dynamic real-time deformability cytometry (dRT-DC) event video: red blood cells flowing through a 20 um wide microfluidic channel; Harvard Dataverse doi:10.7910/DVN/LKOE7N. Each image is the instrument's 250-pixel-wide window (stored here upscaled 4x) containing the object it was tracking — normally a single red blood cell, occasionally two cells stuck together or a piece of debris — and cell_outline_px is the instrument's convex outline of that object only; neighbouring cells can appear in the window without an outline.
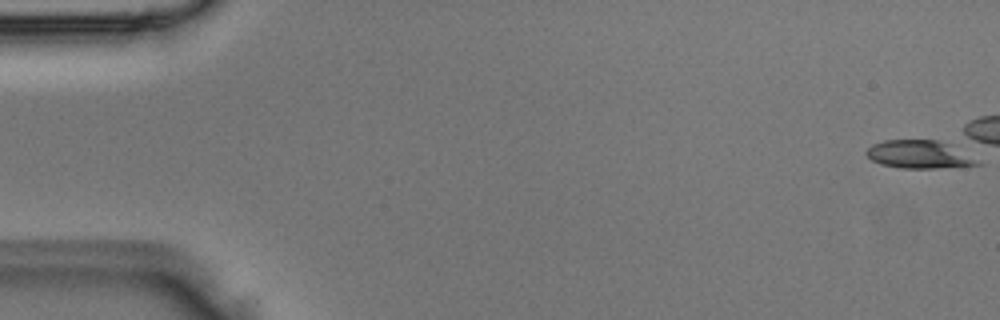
{"species": "Egyptian fruit bat (a non-hibernating species)", "species_latin": "Rousettus aegyptiacus", "temperature_condition": "room temperature", "stored_images_in_passage": 1, "camera_frame_rate_fps": 3000, "um_per_image_px": 0.085, "animal": {"sex": "male"}, "frame": {"image": 1, "passage_image": 1, "time_ms": 0.0, "image_size_px": [1000, 320], "cell_outline_px": [[984, 164], [936, 168], [900, 168], [880, 164], [872, 160], [864, 152], [872, 144], [884, 140], [936, 140], [952, 144]], "centroid_in_image_um": [78.12, 13.12], "position_along_channel_um": 6.9, "area_um2": 18.15}}